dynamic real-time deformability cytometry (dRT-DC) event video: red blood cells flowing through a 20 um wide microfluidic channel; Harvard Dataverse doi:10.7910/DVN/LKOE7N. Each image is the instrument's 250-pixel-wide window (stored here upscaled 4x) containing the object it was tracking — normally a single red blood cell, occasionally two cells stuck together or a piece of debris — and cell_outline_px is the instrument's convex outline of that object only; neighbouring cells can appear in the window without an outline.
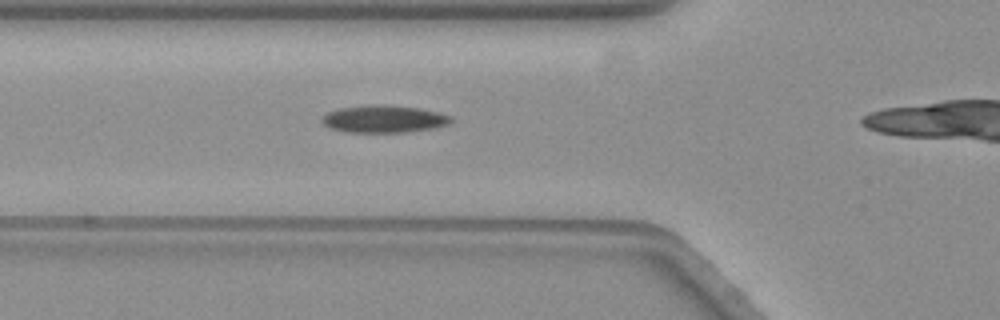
{"species": "common noctule bat (a hibernating species)", "species_latin": "Nyctalus noctula", "temperature_condition": "warm", "stored_images_in_passage": 18, "camera_frame_rate_fps": 3000, "um_per_image_px": 0.085, "animal": {"sex": "female", "body_mass_g": 19.3, "forearm_length_mm": 54.1}, "frame": {"image": 1, "passage_image": 3, "time_ms": 0.667, "image_size_px": [1000, 320], "cell_outline_px": [[452, 120], [448, 124], [432, 128], [404, 132], [344, 132], [328, 128], [320, 120], [320, 116], [328, 112], [340, 108], [368, 104], [380, 104], [416, 108], [436, 112], [452, 116]], "centroid_in_image_um": [32.54, 10.11], "position_along_channel_um": 93.3, "area_um2": 20.58}}